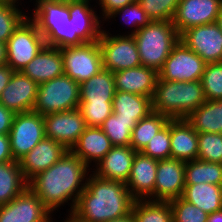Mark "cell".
Returning <instances> with one entry per match:
<instances>
[{
  "label": "cell",
  "instance_id": "603a6c76",
  "mask_svg": "<svg viewBox=\"0 0 222 222\" xmlns=\"http://www.w3.org/2000/svg\"><path fill=\"white\" fill-rule=\"evenodd\" d=\"M21 72L38 85L63 75L61 49L45 45Z\"/></svg>",
  "mask_w": 222,
  "mask_h": 222
},
{
  "label": "cell",
  "instance_id": "8d00e7d4",
  "mask_svg": "<svg viewBox=\"0 0 222 222\" xmlns=\"http://www.w3.org/2000/svg\"><path fill=\"white\" fill-rule=\"evenodd\" d=\"M200 81L206 100H222V62L207 63Z\"/></svg>",
  "mask_w": 222,
  "mask_h": 222
},
{
  "label": "cell",
  "instance_id": "52a82bcc",
  "mask_svg": "<svg viewBox=\"0 0 222 222\" xmlns=\"http://www.w3.org/2000/svg\"><path fill=\"white\" fill-rule=\"evenodd\" d=\"M125 34L112 35L109 30L103 29L98 40L102 52L103 69L114 73L141 65L133 35Z\"/></svg>",
  "mask_w": 222,
  "mask_h": 222
},
{
  "label": "cell",
  "instance_id": "d6a6232c",
  "mask_svg": "<svg viewBox=\"0 0 222 222\" xmlns=\"http://www.w3.org/2000/svg\"><path fill=\"white\" fill-rule=\"evenodd\" d=\"M135 222H173L169 202L152 200H135L132 207Z\"/></svg>",
  "mask_w": 222,
  "mask_h": 222
},
{
  "label": "cell",
  "instance_id": "4dcf8cb0",
  "mask_svg": "<svg viewBox=\"0 0 222 222\" xmlns=\"http://www.w3.org/2000/svg\"><path fill=\"white\" fill-rule=\"evenodd\" d=\"M170 119L155 111L139 120L132 130L130 146L136 152H142L152 137L155 136Z\"/></svg>",
  "mask_w": 222,
  "mask_h": 222
},
{
  "label": "cell",
  "instance_id": "83f0119b",
  "mask_svg": "<svg viewBox=\"0 0 222 222\" xmlns=\"http://www.w3.org/2000/svg\"><path fill=\"white\" fill-rule=\"evenodd\" d=\"M112 109L119 118L139 121L152 112V102L150 97L116 90Z\"/></svg>",
  "mask_w": 222,
  "mask_h": 222
},
{
  "label": "cell",
  "instance_id": "836d02e7",
  "mask_svg": "<svg viewBox=\"0 0 222 222\" xmlns=\"http://www.w3.org/2000/svg\"><path fill=\"white\" fill-rule=\"evenodd\" d=\"M137 123L136 119L119 118L118 114L112 113L104 120L100 128L113 146H130L132 130Z\"/></svg>",
  "mask_w": 222,
  "mask_h": 222
},
{
  "label": "cell",
  "instance_id": "7bdbcfd3",
  "mask_svg": "<svg viewBox=\"0 0 222 222\" xmlns=\"http://www.w3.org/2000/svg\"><path fill=\"white\" fill-rule=\"evenodd\" d=\"M137 0H96V3L99 5V7L101 8V20L104 22L107 17L112 14L113 12H115L116 10L121 9L122 7L134 3ZM101 5V6H100ZM103 18V19H102Z\"/></svg>",
  "mask_w": 222,
  "mask_h": 222
},
{
  "label": "cell",
  "instance_id": "f907efd6",
  "mask_svg": "<svg viewBox=\"0 0 222 222\" xmlns=\"http://www.w3.org/2000/svg\"><path fill=\"white\" fill-rule=\"evenodd\" d=\"M107 222H135L132 212L124 217L118 218V219H112Z\"/></svg>",
  "mask_w": 222,
  "mask_h": 222
},
{
  "label": "cell",
  "instance_id": "bcb514c9",
  "mask_svg": "<svg viewBox=\"0 0 222 222\" xmlns=\"http://www.w3.org/2000/svg\"><path fill=\"white\" fill-rule=\"evenodd\" d=\"M13 72V69L8 65L0 66V96L3 89L9 83Z\"/></svg>",
  "mask_w": 222,
  "mask_h": 222
},
{
  "label": "cell",
  "instance_id": "7c38bea8",
  "mask_svg": "<svg viewBox=\"0 0 222 222\" xmlns=\"http://www.w3.org/2000/svg\"><path fill=\"white\" fill-rule=\"evenodd\" d=\"M180 40L206 63L222 62V30L216 22L188 28Z\"/></svg>",
  "mask_w": 222,
  "mask_h": 222
},
{
  "label": "cell",
  "instance_id": "d4e9b609",
  "mask_svg": "<svg viewBox=\"0 0 222 222\" xmlns=\"http://www.w3.org/2000/svg\"><path fill=\"white\" fill-rule=\"evenodd\" d=\"M171 158L184 162L198 158V133L186 119L170 120Z\"/></svg>",
  "mask_w": 222,
  "mask_h": 222
},
{
  "label": "cell",
  "instance_id": "c3c4849f",
  "mask_svg": "<svg viewBox=\"0 0 222 222\" xmlns=\"http://www.w3.org/2000/svg\"><path fill=\"white\" fill-rule=\"evenodd\" d=\"M207 222H222V209L208 214Z\"/></svg>",
  "mask_w": 222,
  "mask_h": 222
},
{
  "label": "cell",
  "instance_id": "9a60e30c",
  "mask_svg": "<svg viewBox=\"0 0 222 222\" xmlns=\"http://www.w3.org/2000/svg\"><path fill=\"white\" fill-rule=\"evenodd\" d=\"M222 0H180L172 20L179 35L194 26L214 23Z\"/></svg>",
  "mask_w": 222,
  "mask_h": 222
},
{
  "label": "cell",
  "instance_id": "b9f144b4",
  "mask_svg": "<svg viewBox=\"0 0 222 222\" xmlns=\"http://www.w3.org/2000/svg\"><path fill=\"white\" fill-rule=\"evenodd\" d=\"M78 109L82 112L87 127H100L113 113L112 102L80 103Z\"/></svg>",
  "mask_w": 222,
  "mask_h": 222
},
{
  "label": "cell",
  "instance_id": "ba28073f",
  "mask_svg": "<svg viewBox=\"0 0 222 222\" xmlns=\"http://www.w3.org/2000/svg\"><path fill=\"white\" fill-rule=\"evenodd\" d=\"M45 45V39L38 31L37 25L27 17L6 43V65L13 71L21 72Z\"/></svg>",
  "mask_w": 222,
  "mask_h": 222
},
{
  "label": "cell",
  "instance_id": "681fc988",
  "mask_svg": "<svg viewBox=\"0 0 222 222\" xmlns=\"http://www.w3.org/2000/svg\"><path fill=\"white\" fill-rule=\"evenodd\" d=\"M61 222H86L79 218L75 213L73 212H68V215H66V218L61 221Z\"/></svg>",
  "mask_w": 222,
  "mask_h": 222
},
{
  "label": "cell",
  "instance_id": "db71d44e",
  "mask_svg": "<svg viewBox=\"0 0 222 222\" xmlns=\"http://www.w3.org/2000/svg\"><path fill=\"white\" fill-rule=\"evenodd\" d=\"M52 216H53V215L51 214L47 219H45V220L42 221V222H54Z\"/></svg>",
  "mask_w": 222,
  "mask_h": 222
},
{
  "label": "cell",
  "instance_id": "f35d334b",
  "mask_svg": "<svg viewBox=\"0 0 222 222\" xmlns=\"http://www.w3.org/2000/svg\"><path fill=\"white\" fill-rule=\"evenodd\" d=\"M180 0H137L151 21H172Z\"/></svg>",
  "mask_w": 222,
  "mask_h": 222
},
{
  "label": "cell",
  "instance_id": "6da1fadb",
  "mask_svg": "<svg viewBox=\"0 0 222 222\" xmlns=\"http://www.w3.org/2000/svg\"><path fill=\"white\" fill-rule=\"evenodd\" d=\"M89 172L91 168L67 150L56 163L32 178L28 187L52 214L67 203H70V208L66 212H73L79 195L86 187Z\"/></svg>",
  "mask_w": 222,
  "mask_h": 222
},
{
  "label": "cell",
  "instance_id": "ab89813d",
  "mask_svg": "<svg viewBox=\"0 0 222 222\" xmlns=\"http://www.w3.org/2000/svg\"><path fill=\"white\" fill-rule=\"evenodd\" d=\"M173 222H207L208 214L182 196L170 202Z\"/></svg>",
  "mask_w": 222,
  "mask_h": 222
},
{
  "label": "cell",
  "instance_id": "4316f807",
  "mask_svg": "<svg viewBox=\"0 0 222 222\" xmlns=\"http://www.w3.org/2000/svg\"><path fill=\"white\" fill-rule=\"evenodd\" d=\"M182 197L207 214L222 209L221 185L207 183L185 184Z\"/></svg>",
  "mask_w": 222,
  "mask_h": 222
},
{
  "label": "cell",
  "instance_id": "9c48e42d",
  "mask_svg": "<svg viewBox=\"0 0 222 222\" xmlns=\"http://www.w3.org/2000/svg\"><path fill=\"white\" fill-rule=\"evenodd\" d=\"M60 49L64 74L78 84L90 79L103 69L102 52L98 41Z\"/></svg>",
  "mask_w": 222,
  "mask_h": 222
},
{
  "label": "cell",
  "instance_id": "ac0fdd59",
  "mask_svg": "<svg viewBox=\"0 0 222 222\" xmlns=\"http://www.w3.org/2000/svg\"><path fill=\"white\" fill-rule=\"evenodd\" d=\"M157 165L158 160L144 155L142 152H136L130 176L125 183L135 200L154 201Z\"/></svg>",
  "mask_w": 222,
  "mask_h": 222
},
{
  "label": "cell",
  "instance_id": "f1b7e54d",
  "mask_svg": "<svg viewBox=\"0 0 222 222\" xmlns=\"http://www.w3.org/2000/svg\"><path fill=\"white\" fill-rule=\"evenodd\" d=\"M186 120L197 133H222V100H206Z\"/></svg>",
  "mask_w": 222,
  "mask_h": 222
},
{
  "label": "cell",
  "instance_id": "484cf974",
  "mask_svg": "<svg viewBox=\"0 0 222 222\" xmlns=\"http://www.w3.org/2000/svg\"><path fill=\"white\" fill-rule=\"evenodd\" d=\"M116 92L113 73L102 69L80 84V103L112 102Z\"/></svg>",
  "mask_w": 222,
  "mask_h": 222
},
{
  "label": "cell",
  "instance_id": "7a4b0ae2",
  "mask_svg": "<svg viewBox=\"0 0 222 222\" xmlns=\"http://www.w3.org/2000/svg\"><path fill=\"white\" fill-rule=\"evenodd\" d=\"M134 202L124 182L90 173L73 213L86 222H107L130 214Z\"/></svg>",
  "mask_w": 222,
  "mask_h": 222
},
{
  "label": "cell",
  "instance_id": "e0dca14e",
  "mask_svg": "<svg viewBox=\"0 0 222 222\" xmlns=\"http://www.w3.org/2000/svg\"><path fill=\"white\" fill-rule=\"evenodd\" d=\"M38 84L20 71H14L3 89L0 103L14 113L31 112L37 98Z\"/></svg>",
  "mask_w": 222,
  "mask_h": 222
},
{
  "label": "cell",
  "instance_id": "d590c367",
  "mask_svg": "<svg viewBox=\"0 0 222 222\" xmlns=\"http://www.w3.org/2000/svg\"><path fill=\"white\" fill-rule=\"evenodd\" d=\"M119 15L120 18L122 17L121 20L123 21V23L127 25V29L132 28V30H129L130 32H128V35H134L138 30L145 27L151 22V19L141 8V5L137 1L128 4L119 10H116L115 12L110 14L105 21L110 22L111 19H115ZM128 26L131 27L129 28Z\"/></svg>",
  "mask_w": 222,
  "mask_h": 222
},
{
  "label": "cell",
  "instance_id": "60d3db41",
  "mask_svg": "<svg viewBox=\"0 0 222 222\" xmlns=\"http://www.w3.org/2000/svg\"><path fill=\"white\" fill-rule=\"evenodd\" d=\"M142 153L155 160L171 158L170 121L152 137Z\"/></svg>",
  "mask_w": 222,
  "mask_h": 222
},
{
  "label": "cell",
  "instance_id": "5b68a950",
  "mask_svg": "<svg viewBox=\"0 0 222 222\" xmlns=\"http://www.w3.org/2000/svg\"><path fill=\"white\" fill-rule=\"evenodd\" d=\"M133 37L141 65L153 68L157 72L162 68L173 46L180 40L172 21H151Z\"/></svg>",
  "mask_w": 222,
  "mask_h": 222
},
{
  "label": "cell",
  "instance_id": "1f68e13d",
  "mask_svg": "<svg viewBox=\"0 0 222 222\" xmlns=\"http://www.w3.org/2000/svg\"><path fill=\"white\" fill-rule=\"evenodd\" d=\"M207 183L222 186V164L199 159L187 161L185 184Z\"/></svg>",
  "mask_w": 222,
  "mask_h": 222
},
{
  "label": "cell",
  "instance_id": "ffe728a7",
  "mask_svg": "<svg viewBox=\"0 0 222 222\" xmlns=\"http://www.w3.org/2000/svg\"><path fill=\"white\" fill-rule=\"evenodd\" d=\"M92 0H69V14L73 19L74 33L84 42L98 41L103 31L101 15H97Z\"/></svg>",
  "mask_w": 222,
  "mask_h": 222
},
{
  "label": "cell",
  "instance_id": "e575fe53",
  "mask_svg": "<svg viewBox=\"0 0 222 222\" xmlns=\"http://www.w3.org/2000/svg\"><path fill=\"white\" fill-rule=\"evenodd\" d=\"M19 5L0 4V42L7 43L19 25L28 17Z\"/></svg>",
  "mask_w": 222,
  "mask_h": 222
},
{
  "label": "cell",
  "instance_id": "3957f363",
  "mask_svg": "<svg viewBox=\"0 0 222 222\" xmlns=\"http://www.w3.org/2000/svg\"><path fill=\"white\" fill-rule=\"evenodd\" d=\"M35 8L28 17L37 25L47 46L66 48L84 42L74 33L69 0H33Z\"/></svg>",
  "mask_w": 222,
  "mask_h": 222
},
{
  "label": "cell",
  "instance_id": "7dc6e473",
  "mask_svg": "<svg viewBox=\"0 0 222 222\" xmlns=\"http://www.w3.org/2000/svg\"><path fill=\"white\" fill-rule=\"evenodd\" d=\"M7 63V46L6 43L0 42V66H4Z\"/></svg>",
  "mask_w": 222,
  "mask_h": 222
},
{
  "label": "cell",
  "instance_id": "cb8c5ba5",
  "mask_svg": "<svg viewBox=\"0 0 222 222\" xmlns=\"http://www.w3.org/2000/svg\"><path fill=\"white\" fill-rule=\"evenodd\" d=\"M112 147L100 127H86L71 151L90 168L92 164L96 166Z\"/></svg>",
  "mask_w": 222,
  "mask_h": 222
},
{
  "label": "cell",
  "instance_id": "277c9868",
  "mask_svg": "<svg viewBox=\"0 0 222 222\" xmlns=\"http://www.w3.org/2000/svg\"><path fill=\"white\" fill-rule=\"evenodd\" d=\"M206 101L200 80L167 81L157 79L152 102V111L170 120L187 117Z\"/></svg>",
  "mask_w": 222,
  "mask_h": 222
},
{
  "label": "cell",
  "instance_id": "8992f818",
  "mask_svg": "<svg viewBox=\"0 0 222 222\" xmlns=\"http://www.w3.org/2000/svg\"><path fill=\"white\" fill-rule=\"evenodd\" d=\"M80 104V84L63 74L40 83L33 112L42 116L50 113L78 109Z\"/></svg>",
  "mask_w": 222,
  "mask_h": 222
},
{
  "label": "cell",
  "instance_id": "f5cc1de1",
  "mask_svg": "<svg viewBox=\"0 0 222 222\" xmlns=\"http://www.w3.org/2000/svg\"><path fill=\"white\" fill-rule=\"evenodd\" d=\"M216 23L218 24L219 28L222 30V7L217 17Z\"/></svg>",
  "mask_w": 222,
  "mask_h": 222
},
{
  "label": "cell",
  "instance_id": "30bf717a",
  "mask_svg": "<svg viewBox=\"0 0 222 222\" xmlns=\"http://www.w3.org/2000/svg\"><path fill=\"white\" fill-rule=\"evenodd\" d=\"M206 64L199 55L179 40L158 71V78L185 82L201 80Z\"/></svg>",
  "mask_w": 222,
  "mask_h": 222
},
{
  "label": "cell",
  "instance_id": "d6986e66",
  "mask_svg": "<svg viewBox=\"0 0 222 222\" xmlns=\"http://www.w3.org/2000/svg\"><path fill=\"white\" fill-rule=\"evenodd\" d=\"M61 143L44 137L18 162L24 179L29 182L40 172L56 163L67 151Z\"/></svg>",
  "mask_w": 222,
  "mask_h": 222
},
{
  "label": "cell",
  "instance_id": "8fae6325",
  "mask_svg": "<svg viewBox=\"0 0 222 222\" xmlns=\"http://www.w3.org/2000/svg\"><path fill=\"white\" fill-rule=\"evenodd\" d=\"M8 136L12 156L19 161L45 137L43 116L33 111L15 113Z\"/></svg>",
  "mask_w": 222,
  "mask_h": 222
},
{
  "label": "cell",
  "instance_id": "7402d4cb",
  "mask_svg": "<svg viewBox=\"0 0 222 222\" xmlns=\"http://www.w3.org/2000/svg\"><path fill=\"white\" fill-rule=\"evenodd\" d=\"M113 76L117 91L142 95L152 99L158 79V72L153 68L140 65L114 72Z\"/></svg>",
  "mask_w": 222,
  "mask_h": 222
},
{
  "label": "cell",
  "instance_id": "74e56055",
  "mask_svg": "<svg viewBox=\"0 0 222 222\" xmlns=\"http://www.w3.org/2000/svg\"><path fill=\"white\" fill-rule=\"evenodd\" d=\"M222 164V133H198V158Z\"/></svg>",
  "mask_w": 222,
  "mask_h": 222
},
{
  "label": "cell",
  "instance_id": "816d5d0a",
  "mask_svg": "<svg viewBox=\"0 0 222 222\" xmlns=\"http://www.w3.org/2000/svg\"><path fill=\"white\" fill-rule=\"evenodd\" d=\"M0 4L20 5V6H22V3H21L20 0H0Z\"/></svg>",
  "mask_w": 222,
  "mask_h": 222
},
{
  "label": "cell",
  "instance_id": "ee69618b",
  "mask_svg": "<svg viewBox=\"0 0 222 222\" xmlns=\"http://www.w3.org/2000/svg\"><path fill=\"white\" fill-rule=\"evenodd\" d=\"M15 113L0 103V134L8 135Z\"/></svg>",
  "mask_w": 222,
  "mask_h": 222
},
{
  "label": "cell",
  "instance_id": "44dd1931",
  "mask_svg": "<svg viewBox=\"0 0 222 222\" xmlns=\"http://www.w3.org/2000/svg\"><path fill=\"white\" fill-rule=\"evenodd\" d=\"M135 154L131 146H113L96 166H92L91 172L103 179L126 183Z\"/></svg>",
  "mask_w": 222,
  "mask_h": 222
},
{
  "label": "cell",
  "instance_id": "f546056e",
  "mask_svg": "<svg viewBox=\"0 0 222 222\" xmlns=\"http://www.w3.org/2000/svg\"><path fill=\"white\" fill-rule=\"evenodd\" d=\"M27 187L18 161L0 163V206L9 203Z\"/></svg>",
  "mask_w": 222,
  "mask_h": 222
},
{
  "label": "cell",
  "instance_id": "5bb4252c",
  "mask_svg": "<svg viewBox=\"0 0 222 222\" xmlns=\"http://www.w3.org/2000/svg\"><path fill=\"white\" fill-rule=\"evenodd\" d=\"M186 162L175 158L158 160L154 201L170 202L183 196Z\"/></svg>",
  "mask_w": 222,
  "mask_h": 222
},
{
  "label": "cell",
  "instance_id": "f6af8a7d",
  "mask_svg": "<svg viewBox=\"0 0 222 222\" xmlns=\"http://www.w3.org/2000/svg\"><path fill=\"white\" fill-rule=\"evenodd\" d=\"M15 161L10 148L8 135L0 134V163Z\"/></svg>",
  "mask_w": 222,
  "mask_h": 222
},
{
  "label": "cell",
  "instance_id": "2e32d148",
  "mask_svg": "<svg viewBox=\"0 0 222 222\" xmlns=\"http://www.w3.org/2000/svg\"><path fill=\"white\" fill-rule=\"evenodd\" d=\"M51 214L29 187L6 205L0 206V222H42Z\"/></svg>",
  "mask_w": 222,
  "mask_h": 222
},
{
  "label": "cell",
  "instance_id": "4fadbf2b",
  "mask_svg": "<svg viewBox=\"0 0 222 222\" xmlns=\"http://www.w3.org/2000/svg\"><path fill=\"white\" fill-rule=\"evenodd\" d=\"M43 120L45 137L61 143L68 150L87 127L79 109L50 113L43 116Z\"/></svg>",
  "mask_w": 222,
  "mask_h": 222
}]
</instances>
